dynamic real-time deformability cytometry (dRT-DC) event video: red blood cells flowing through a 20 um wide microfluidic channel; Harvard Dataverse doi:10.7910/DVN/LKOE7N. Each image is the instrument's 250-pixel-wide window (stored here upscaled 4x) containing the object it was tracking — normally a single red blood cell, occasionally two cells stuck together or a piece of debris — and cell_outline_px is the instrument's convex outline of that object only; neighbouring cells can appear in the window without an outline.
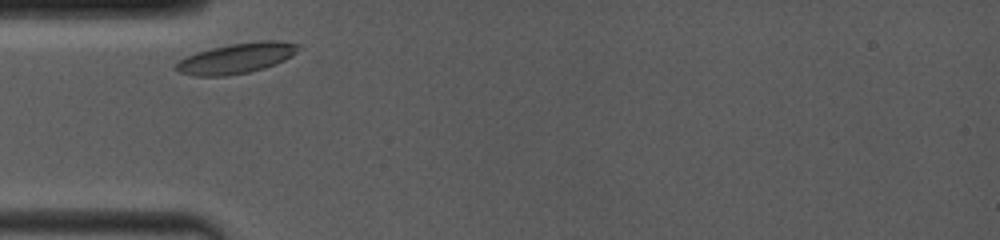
{"species": "common noctule bat (a hibernating species)", "species_latin": "Nyctalus noctula", "temperature_condition": "room temperature", "stored_images_in_passage": 41, "camera_frame_rate_fps": 4000, "um_per_image_px": 0.085, "animal": {"sex": "female", "body_mass_g": 19.0, "forearm_length_mm": 53.3}, "frame": {"image": 1, "passage_image": 1, "time_ms": 0.0, "image_size_px": [1000, 240], "cell_outline_px": [[300, 48], [292, 56], [284, 60], [264, 68], [248, 72], [224, 76], [196, 76], [180, 72], [176, 68], [176, 64], [184, 56], [196, 52], [212, 48], [232, 44], [264, 40], [276, 40], [300, 44]], "centroid_in_image_um": [20.12, 4.94], "position_along_channel_um": 64.9, "area_um2": 21.44}}
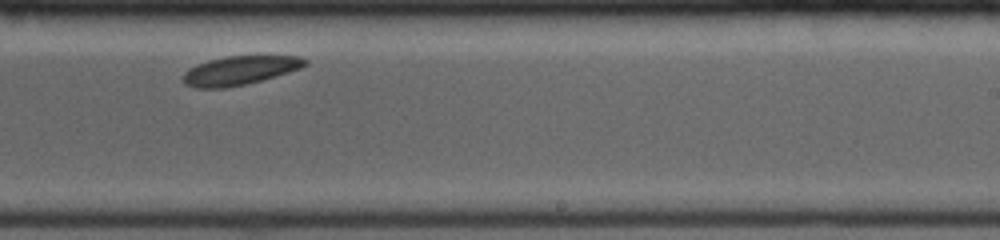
{"frame": {"image": 2, "passage_image": 22, "time_ms": 5.5, "image_size_px": [1000, 240], "cell_outline_px": [[308, 64], [300, 68], [288, 72], [260, 80], [244, 84], [224, 88], [196, 88], [184, 84], [184, 72], [196, 64], [208, 60], [224, 56], [300, 56], [308, 60]], "centroid_in_image_um": [20.37, 5.98], "position_along_channel_um": 268.6, "area_um2": 20.35}}
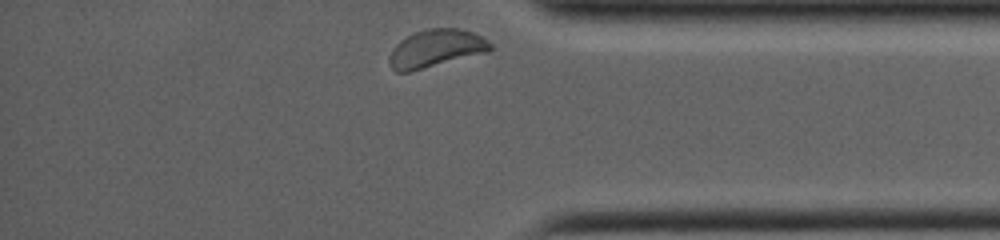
{"frame": {"image": 3, "passage_image": 41, "time_ms": 9.0, "image_size_px": [1000, 240], "cell_outline_px": [[492, 48], [488, 52], [408, 72], [396, 72], [388, 64], [388, 56], [392, 48], [400, 40], [416, 32], [428, 28], [456, 28], [472, 32], [488, 40], [492, 44]], "centroid_in_image_um": [37.02, 4.12], "position_along_channel_um": 398.2, "area_um2": 22.14}}